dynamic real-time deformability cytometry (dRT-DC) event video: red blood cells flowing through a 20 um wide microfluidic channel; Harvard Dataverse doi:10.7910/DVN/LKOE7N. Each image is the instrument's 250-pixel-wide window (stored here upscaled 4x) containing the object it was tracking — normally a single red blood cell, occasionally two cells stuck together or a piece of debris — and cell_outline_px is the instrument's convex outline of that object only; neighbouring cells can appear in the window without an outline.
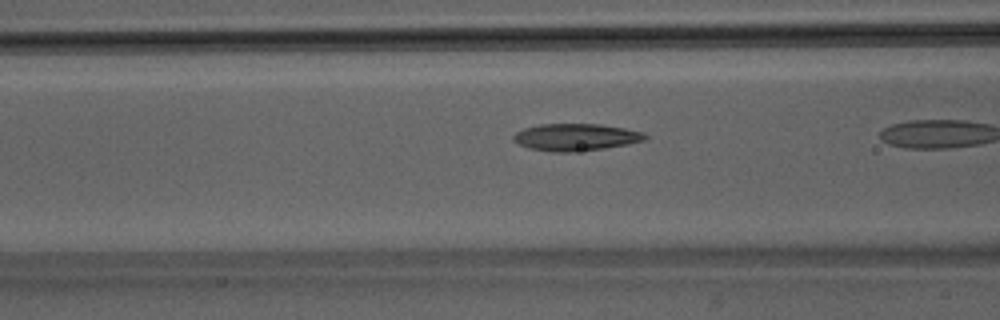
{"species": "Egyptian fruit bat (a non-hibernating species)", "species_latin": "Rousettus aegyptiacus", "temperature_condition": "room temperature", "stored_images_in_passage": 13, "camera_frame_rate_fps": 3000, "um_per_image_px": 0.085, "animal": {"sex": "male"}, "frame": {"image": 1, "passage_image": 11, "time_ms": 3.333, "image_size_px": [1000, 320], "cell_outline_px": [[648, 136], [644, 140], [628, 144], [604, 148], [572, 152], [552, 152], [528, 148], [512, 140], [512, 136], [516, 132], [524, 128], [540, 124], [600, 124], [624, 128], [644, 132]], "centroid_in_image_um": [48.92, 11.66], "position_along_channel_um": 117.7, "area_um2": 20.81}}